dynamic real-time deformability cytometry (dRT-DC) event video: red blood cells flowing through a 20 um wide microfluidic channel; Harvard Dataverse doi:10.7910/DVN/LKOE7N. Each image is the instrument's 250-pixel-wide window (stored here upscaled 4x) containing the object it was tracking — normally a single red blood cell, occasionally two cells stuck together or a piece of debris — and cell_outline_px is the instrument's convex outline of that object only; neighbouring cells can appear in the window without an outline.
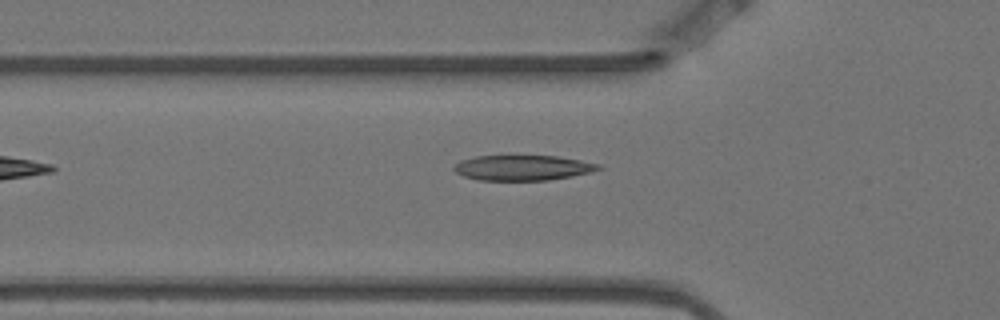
{"species": "Egyptian fruit bat (a non-hibernating species)", "species_latin": "Rousettus aegyptiacus", "temperature_condition": "warm", "stored_images_in_passage": 4, "camera_frame_rate_fps": 3000, "um_per_image_px": 0.085, "animal": {"sex": "female"}, "frame": {"image": 1, "passage_image": 3, "time_ms": 0.667, "image_size_px": [1000, 320], "cell_outline_px": [[604, 168], [592, 172], [572, 176], [548, 180], [480, 180], [464, 176], [456, 172], [452, 168], [460, 160], [476, 156], [556, 156], [580, 160], [600, 164]], "centroid_in_image_um": [44.46, 14.26], "position_along_channel_um": 81.3, "area_um2": 21.21}}